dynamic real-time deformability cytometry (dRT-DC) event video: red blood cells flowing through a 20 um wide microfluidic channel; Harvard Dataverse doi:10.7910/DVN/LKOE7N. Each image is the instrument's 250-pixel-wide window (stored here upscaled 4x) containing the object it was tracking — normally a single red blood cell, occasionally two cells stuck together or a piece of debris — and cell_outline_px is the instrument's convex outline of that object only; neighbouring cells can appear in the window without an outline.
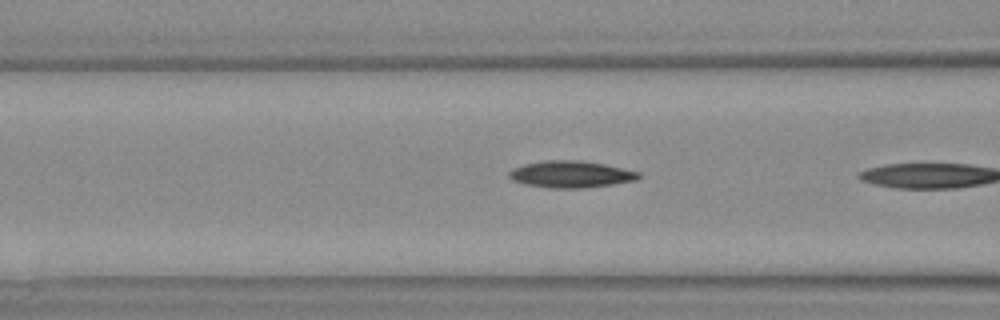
{"species": "Egyptian fruit bat (a non-hibernating species)", "species_latin": "Rousettus aegyptiacus", "temperature_condition": "warm", "stored_images_in_passage": 15, "camera_frame_rate_fps": 3000, "um_per_image_px": 0.085, "animal": {"sex": "female"}, "frame": {"image": 1, "passage_image": 14, "time_ms": 4.333, "image_size_px": [1000, 320], "cell_outline_px": [[640, 176], [636, 180], [612, 184], [580, 188], [552, 188], [524, 184], [512, 180], [508, 176], [508, 172], [512, 168], [524, 164], [544, 160], [584, 160], [604, 164], [640, 172]], "centroid_in_image_um": [48.49, 14.8], "position_along_channel_um": 118.1, "area_um2": 20.23}}